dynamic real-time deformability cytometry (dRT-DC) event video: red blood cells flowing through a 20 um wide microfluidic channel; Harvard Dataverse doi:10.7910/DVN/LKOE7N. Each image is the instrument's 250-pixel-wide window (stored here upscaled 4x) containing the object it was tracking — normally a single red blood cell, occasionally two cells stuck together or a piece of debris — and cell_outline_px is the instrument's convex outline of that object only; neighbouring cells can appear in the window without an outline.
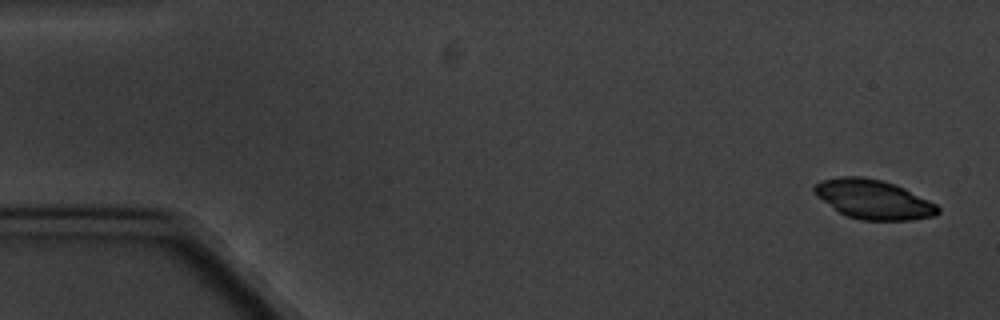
{"species": "common noctule bat (a hibernating species)", "species_latin": "Nyctalus noctula", "temperature_condition": "cold", "stored_images_in_passage": 4, "camera_frame_rate_fps": 3000, "um_per_image_px": 0.085, "animal": {"sex": "male", "body_mass_g": 20.1, "forearm_length_mm": 53.5}, "frame": {"image": 1, "passage_image": 1, "time_ms": 0.0, "image_size_px": [1000, 320], "cell_outline_px": [[940, 212], [936, 216], [912, 220], [860, 220], [848, 216], [840, 212], [816, 196], [812, 192], [812, 188], [820, 180], [840, 176], [864, 176], [884, 180], [896, 184], [936, 204], [940, 208]], "centroid_in_image_um": [74.24, 16.93], "position_along_channel_um": 10.8, "area_um2": 28.5}}